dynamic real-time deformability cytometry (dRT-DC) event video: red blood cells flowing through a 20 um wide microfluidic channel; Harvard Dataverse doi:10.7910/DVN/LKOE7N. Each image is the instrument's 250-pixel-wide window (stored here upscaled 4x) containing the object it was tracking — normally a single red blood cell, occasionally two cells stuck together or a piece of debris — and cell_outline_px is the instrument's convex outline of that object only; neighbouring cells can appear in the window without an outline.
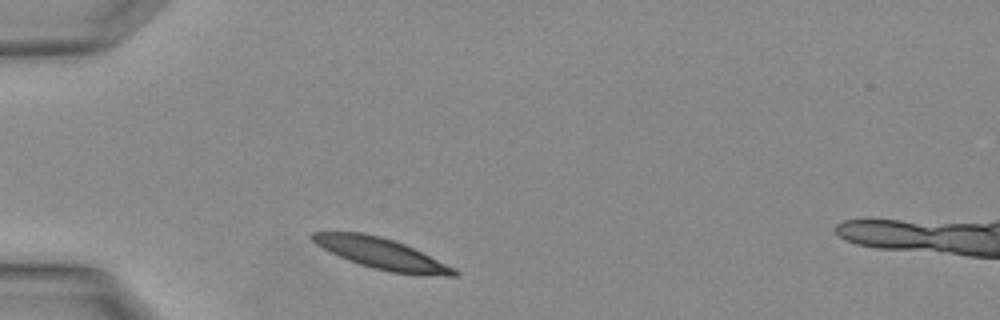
{"species": "Egyptian fruit bat (a non-hibernating species)", "species_latin": "Rousettus aegyptiacus", "temperature_condition": "warm", "stored_images_in_passage": 1, "camera_frame_rate_fps": 3000, "um_per_image_px": 0.085, "animal": {"sex": "female"}, "frame": {"image": 1, "passage_image": 1, "time_ms": 0.0, "image_size_px": [1000, 320], "cell_outline_px": [[460, 272], [456, 276], [448, 276], [392, 272], [372, 268], [348, 260], [316, 244], [308, 236], [312, 232], [360, 232], [380, 236], [404, 244], [456, 268]], "centroid_in_image_um": [32.42, 21.55], "position_along_channel_um": 52.6, "area_um2": 25.03}}